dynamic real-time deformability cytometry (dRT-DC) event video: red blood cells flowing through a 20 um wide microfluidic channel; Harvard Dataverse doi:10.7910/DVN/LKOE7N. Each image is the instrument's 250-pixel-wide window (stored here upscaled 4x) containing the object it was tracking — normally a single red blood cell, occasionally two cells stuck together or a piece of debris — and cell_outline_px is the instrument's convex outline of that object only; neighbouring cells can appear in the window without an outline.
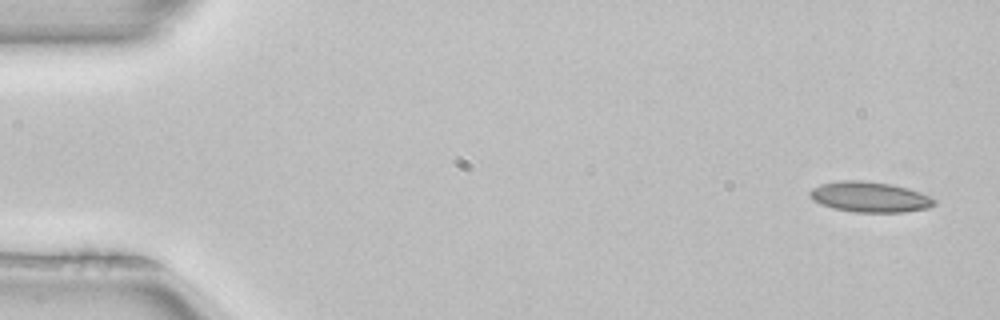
{"species": "common noctule bat (a hibernating species)", "species_latin": "Nyctalus noctula", "temperature_condition": "room temperature", "stored_images_in_passage": 4, "camera_frame_rate_fps": 3000, "um_per_image_px": 0.085, "animal": {"sex": "female", "body_mass_g": 22.7, "forearm_length_mm": 54.2}, "frame": {"image": 1, "passage_image": 1, "time_ms": 0.0, "image_size_px": [1000, 320], "cell_outline_px": [[936, 204], [928, 208], [904, 212], [856, 212], [832, 208], [820, 204], [812, 200], [808, 192], [812, 188], [820, 184], [840, 180], [860, 180], [892, 184], [908, 188], [932, 196], [936, 200]], "centroid_in_image_um": [73.93, 16.74], "position_along_channel_um": 11.1, "area_um2": 22.31}}
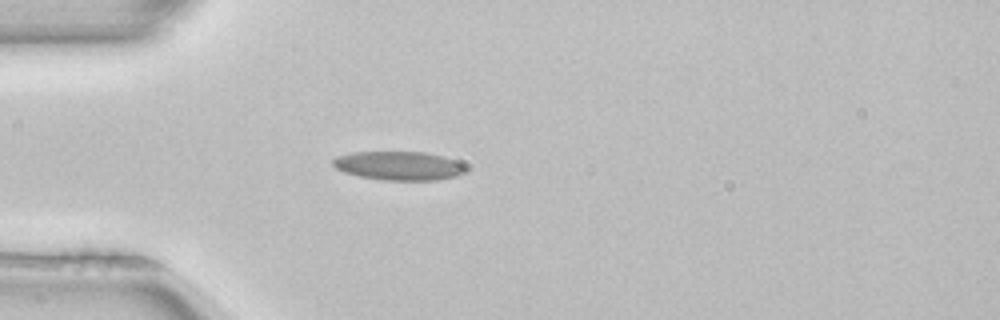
{"frame": {"image": 2, "passage_image": 4, "time_ms": 1.0, "image_size_px": [1000, 320], "cell_outline_px": [[468, 168], [460, 176], [436, 180], [380, 180], [360, 176], [344, 172], [336, 168], [332, 164], [332, 160], [336, 156], [352, 152], [424, 152], [444, 156], [456, 160]], "centroid_in_image_um": [33.92, 14.09], "position_along_channel_um": 51.1, "area_um2": 22.48}}